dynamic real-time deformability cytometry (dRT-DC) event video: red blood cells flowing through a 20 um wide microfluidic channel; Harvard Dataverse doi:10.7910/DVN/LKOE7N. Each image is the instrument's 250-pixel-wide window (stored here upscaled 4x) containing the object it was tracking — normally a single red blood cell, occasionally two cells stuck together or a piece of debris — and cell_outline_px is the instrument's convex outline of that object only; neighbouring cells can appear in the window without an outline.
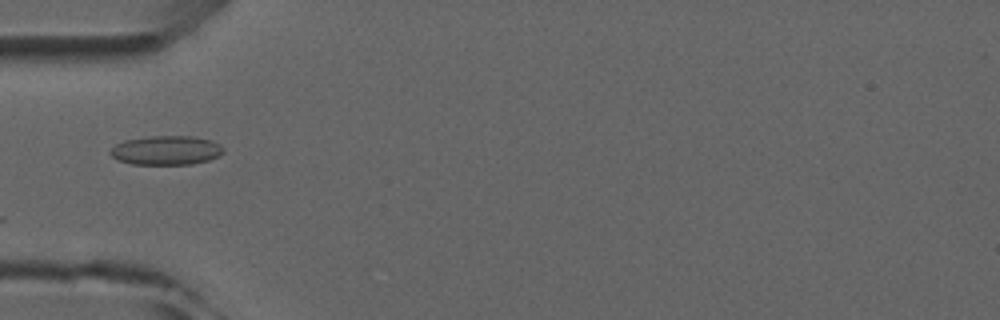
{"species": "common noctule bat (a hibernating species)", "species_latin": "Nyctalus noctula", "temperature_condition": "room temperature", "stored_images_in_passage": 1, "camera_frame_rate_fps": 3000, "um_per_image_px": 0.085, "animal": {"sex": "male", "forearm_length_mm": 52.5}, "frame": {"image": 1, "passage_image": 1, "time_ms": 0.0, "image_size_px": [1000, 320], "cell_outline_px": [[224, 152], [208, 160], [192, 164], [132, 164], [116, 160], [108, 152], [116, 144], [124, 140], [152, 136], [192, 136], [212, 140], [220, 144], [224, 148]], "centroid_in_image_um": [14.12, 12.77], "position_along_channel_um": 70.9, "area_um2": 19.25}}